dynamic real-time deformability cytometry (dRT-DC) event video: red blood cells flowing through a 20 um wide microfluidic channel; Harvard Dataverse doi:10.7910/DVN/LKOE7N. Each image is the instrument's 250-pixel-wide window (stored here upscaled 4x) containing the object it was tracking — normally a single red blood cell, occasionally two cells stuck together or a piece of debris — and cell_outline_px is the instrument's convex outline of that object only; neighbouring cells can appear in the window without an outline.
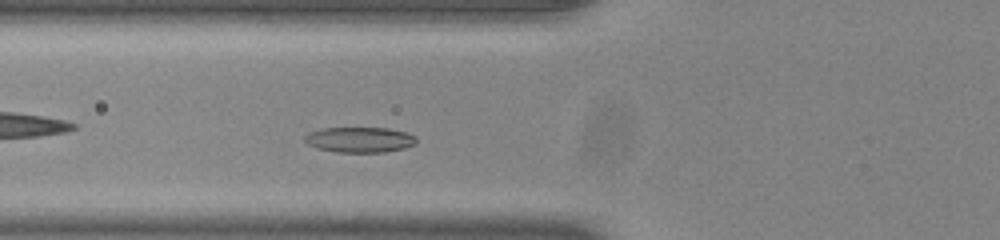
{"species": "common noctule bat (a hibernating species)", "species_latin": "Nyctalus noctula", "temperature_condition": "room temperature", "stored_images_in_passage": 42, "camera_frame_rate_fps": 3000, "um_per_image_px": 0.085, "animal": {"sex": "male", "body_mass_g": 20.0, "forearm_length_mm": 53.3}, "frame": {"image": 1, "passage_image": 9, "time_ms": 2.667, "image_size_px": [1000, 240], "cell_outline_px": [[416, 144], [404, 148], [384, 152], [336, 152], [316, 148], [308, 144], [304, 140], [304, 136], [308, 132], [324, 128], [388, 128], [408, 132], [416, 136]], "centroid_in_image_um": [30.58, 11.87], "position_along_channel_um": 95.2, "area_um2": 16.65}}
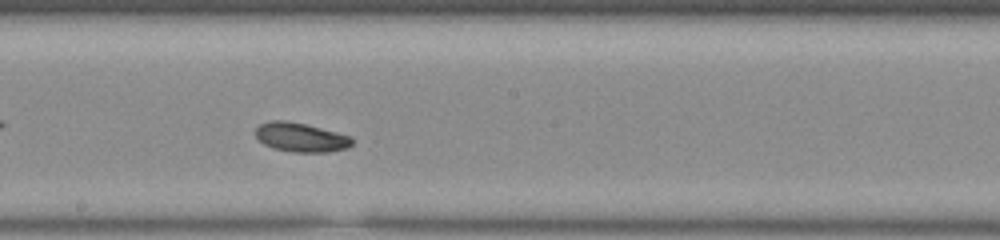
{"frame": {"image": 2, "passage_image": 19, "time_ms": 6.0, "image_size_px": [1000, 240], "cell_outline_px": [[352, 144], [348, 148], [328, 152], [292, 152], [272, 148], [264, 144], [256, 136], [256, 128], [260, 124], [272, 120], [284, 120], [304, 124], [352, 136]], "centroid_in_image_um": [25.57, 11.68], "position_along_channel_um": 222.6, "area_um2": 16.3}}
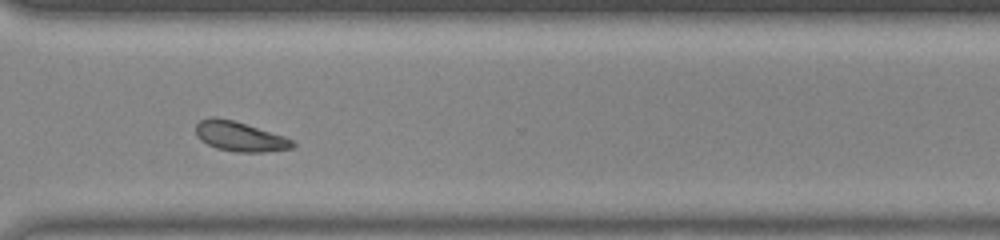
{"frame": {"image": 3, "passage_image": 29, "time_ms": 9.333, "image_size_px": [1000, 240], "cell_outline_px": [[296, 144], [292, 148], [264, 152], [236, 152], [216, 148], [200, 140], [196, 136], [196, 124], [200, 120], [212, 116], [216, 116], [232, 120], [284, 136], [292, 140]], "centroid_in_image_um": [20.35, 11.6], "position_along_channel_um": 350.3, "area_um2": 16.7}, "authors_computed_cell_mechanics": {"area_um2": 16.5308, "velocity_mm_per_s": 3.824, "shape_relaxation_time_tau1_ms": 1.8039, "shape_relaxation_time_tau2_ms": null, "deformation_change_tau1": 0.0764, "deformation_change_tau2": null}}